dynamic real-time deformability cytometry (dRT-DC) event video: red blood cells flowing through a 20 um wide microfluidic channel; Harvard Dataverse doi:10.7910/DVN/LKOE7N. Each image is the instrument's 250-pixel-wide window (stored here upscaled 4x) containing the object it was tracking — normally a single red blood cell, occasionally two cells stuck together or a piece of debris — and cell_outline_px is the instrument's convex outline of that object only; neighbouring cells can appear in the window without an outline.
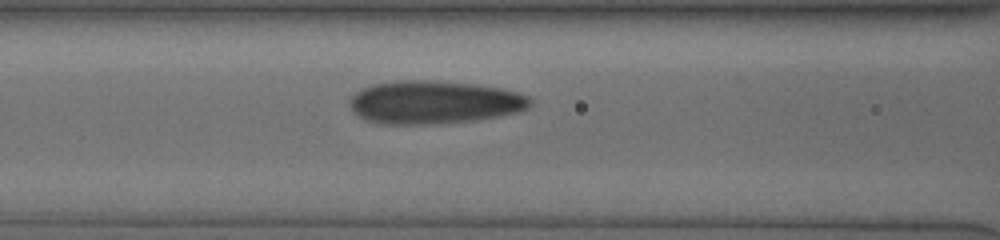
{"species": "human", "species_latin": "Homo sapiens", "temperature_condition": "cold", "stored_images_in_passage": 42, "camera_frame_rate_fps": 3000, "um_per_image_px": 0.085, "donor": {"sex": "male"}, "frame": {"image": 1, "passage_image": 14, "time_ms": 4.333, "image_size_px": [1000, 240], "cell_outline_px": [[532, 104], [528, 108], [520, 112], [476, 120], [428, 124], [384, 124], [368, 120], [352, 112], [352, 96], [356, 92], [372, 84], [400, 80], [432, 80], [472, 84], [500, 88], [516, 92], [528, 96], [532, 100]], "centroid_in_image_um": [36.94, 8.69], "position_along_channel_um": 129.7, "area_um2": 45.08}}
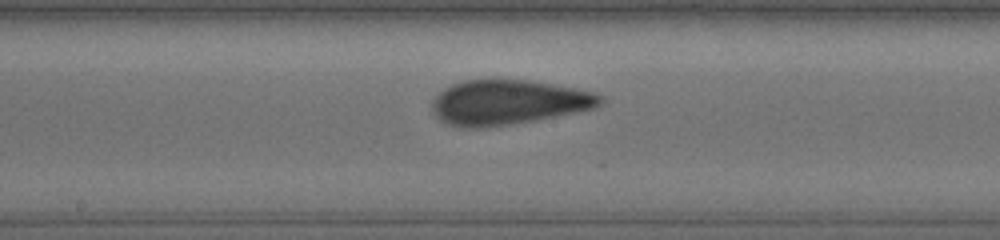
{"frame": {"image": 2, "passage_image": 20, "time_ms": 6.333, "image_size_px": [1000, 240], "cell_outline_px": [[604, 100], [596, 108], [532, 120], [480, 128], [464, 128], [448, 124], [440, 120], [432, 112], [432, 100], [444, 88], [452, 84], [464, 80], [528, 80], [576, 88], [592, 92], [604, 96]], "centroid_in_image_um": [43.18, 8.69], "position_along_channel_um": 205.0, "area_um2": 43.52}}
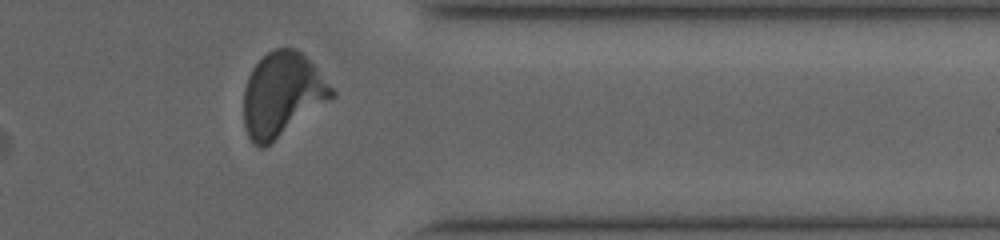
{"frame": {"image": 3, "passage_image": 35, "time_ms": 11.333, "image_size_px": [1000, 240], "cell_outline_px": [[336, 96], [264, 148], [260, 148], [252, 144], [248, 136], [244, 124], [244, 88], [248, 76], [252, 68], [268, 52], [276, 48], [296, 48], [316, 68], [336, 92]], "centroid_in_image_um": [23.97, 8.05], "position_along_channel_um": 387.4, "area_um2": 42.83}}